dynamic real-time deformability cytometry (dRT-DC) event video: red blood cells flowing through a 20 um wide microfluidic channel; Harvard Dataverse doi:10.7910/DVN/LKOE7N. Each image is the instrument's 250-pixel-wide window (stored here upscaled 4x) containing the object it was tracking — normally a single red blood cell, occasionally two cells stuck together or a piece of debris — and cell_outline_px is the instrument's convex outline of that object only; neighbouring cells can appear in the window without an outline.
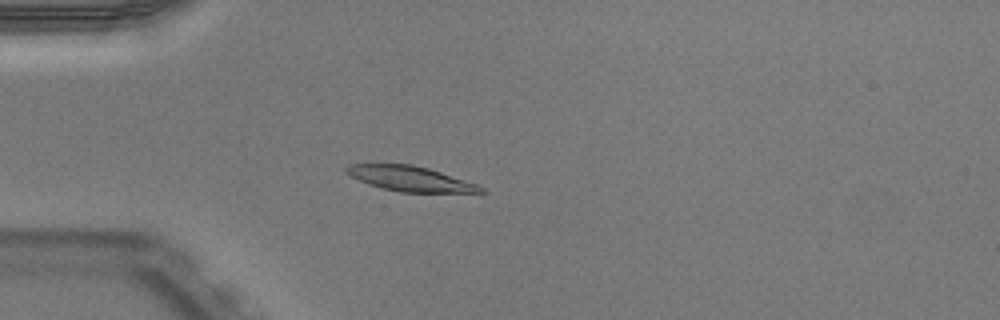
{"species": "Egyptian fruit bat (a non-hibernating species)", "species_latin": "Rousettus aegyptiacus", "temperature_condition": "warm", "stored_images_in_passage": 51, "camera_frame_rate_fps": 3000, "um_per_image_px": 0.085, "animal": {"sex": "male"}, "frame": {"image": 1, "passage_image": 14, "time_ms": 4.333, "image_size_px": [1000, 320], "cell_outline_px": [[488, 192], [400, 192], [380, 188], [368, 184], [344, 172], [344, 168], [348, 164], [412, 164], [428, 168], [476, 184], [484, 188]], "centroid_in_image_um": [34.82, 15.18], "position_along_channel_um": 50.2, "area_um2": 19.42}}
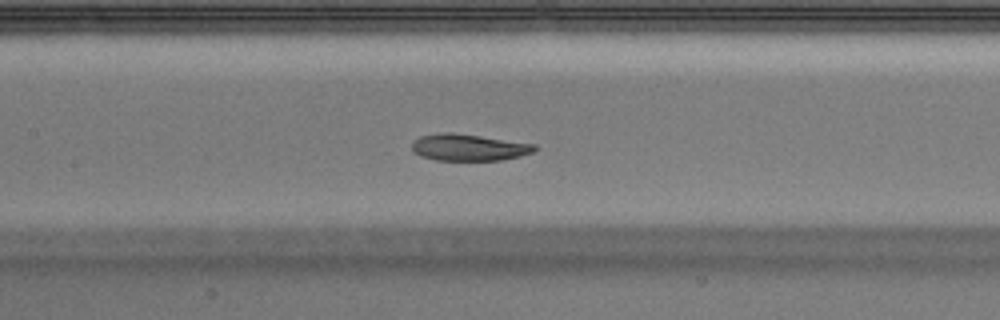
{"frame": {"image": 2, "passage_image": 24, "time_ms": 7.667, "image_size_px": [1000, 320], "cell_outline_px": [[536, 148], [532, 152], [520, 156], [500, 160], [436, 160], [420, 156], [412, 152], [412, 144], [420, 136], [440, 132], [452, 132], [536, 144]], "centroid_in_image_um": [39.81, 12.53], "position_along_channel_um": 167.6, "area_um2": 19.02}}
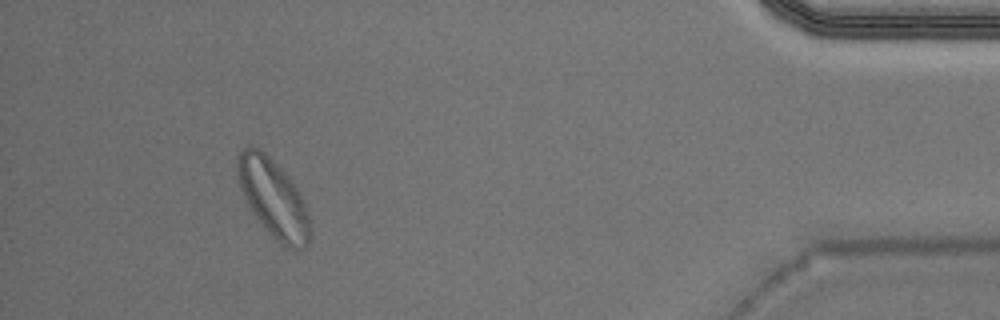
{"frame": {"image": 3, "passage_image": 47, "time_ms": 15.333, "image_size_px": [1000, 320], "cell_outline_px": [[312, 236], [308, 244], [304, 248], [296, 252], [284, 248], [264, 228], [252, 212], [240, 188], [236, 172], [236, 156], [248, 144], [252, 144], [260, 148], [288, 176], [296, 188], [304, 204], [312, 228]], "centroid_in_image_um": [23.23, 16.89], "position_along_channel_um": 412.0, "area_um2": 33.47}, "authors_computed_cell_mechanics": {"area_um2": 20.1144, "velocity_mm_per_s": 3.9342, "shape_relaxation_time_tau1_ms": 3.0276, "shape_relaxation_time_tau2_ms": 3.4328, "deformation_change_tau1": 0.1493, "deformation_change_tau2": 0.0393}}